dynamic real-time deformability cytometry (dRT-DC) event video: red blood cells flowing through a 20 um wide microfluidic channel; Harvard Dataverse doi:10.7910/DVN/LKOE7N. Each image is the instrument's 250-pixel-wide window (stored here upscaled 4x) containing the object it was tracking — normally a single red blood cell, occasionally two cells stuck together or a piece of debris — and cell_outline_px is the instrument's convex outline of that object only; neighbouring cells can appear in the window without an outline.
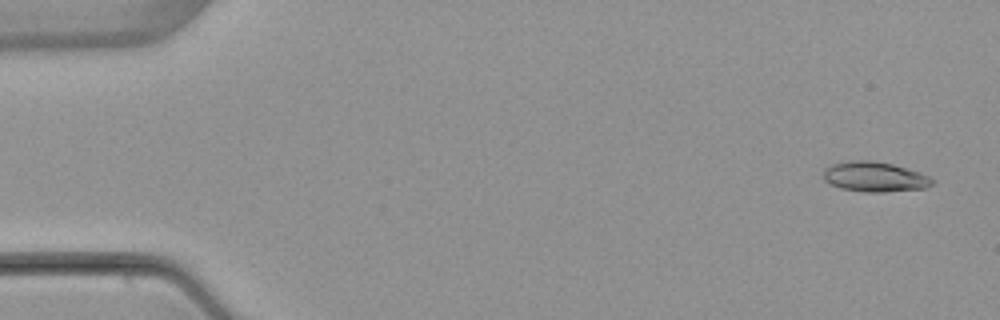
{"species": "common noctule bat (a hibernating species)", "species_latin": "Nyctalus noctula", "temperature_condition": "warm", "stored_images_in_passage": 5, "camera_frame_rate_fps": 3000, "um_per_image_px": 0.085, "animal": {"sex": "female", "body_mass_g": 22.7, "forearm_length_mm": 54.2}, "frame": {"image": 1, "passage_image": 1, "time_ms": 0.0, "image_size_px": [1000, 320], "cell_outline_px": [[936, 180], [932, 184], [924, 188], [884, 192], [864, 192], [840, 188], [824, 180], [824, 168], [832, 164], [848, 160], [872, 160], [892, 164], [920, 172]], "centroid_in_image_um": [74.34, 15.02], "position_along_channel_um": 10.7, "area_um2": 19.07}}
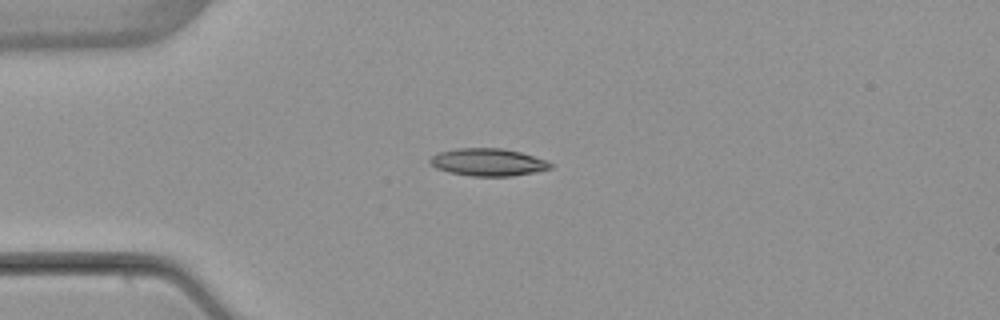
{"frame": {"image": 2, "passage_image": 4, "time_ms": 3.667, "image_size_px": [1000, 320], "cell_outline_px": [[552, 168], [536, 172], [512, 176], [472, 176], [448, 172], [436, 168], [428, 160], [432, 156], [440, 152], [456, 148], [500, 148], [520, 152], [544, 160], [552, 164]], "centroid_in_image_um": [41.46, 13.79], "position_along_channel_um": 43.5, "area_um2": 19.13}}